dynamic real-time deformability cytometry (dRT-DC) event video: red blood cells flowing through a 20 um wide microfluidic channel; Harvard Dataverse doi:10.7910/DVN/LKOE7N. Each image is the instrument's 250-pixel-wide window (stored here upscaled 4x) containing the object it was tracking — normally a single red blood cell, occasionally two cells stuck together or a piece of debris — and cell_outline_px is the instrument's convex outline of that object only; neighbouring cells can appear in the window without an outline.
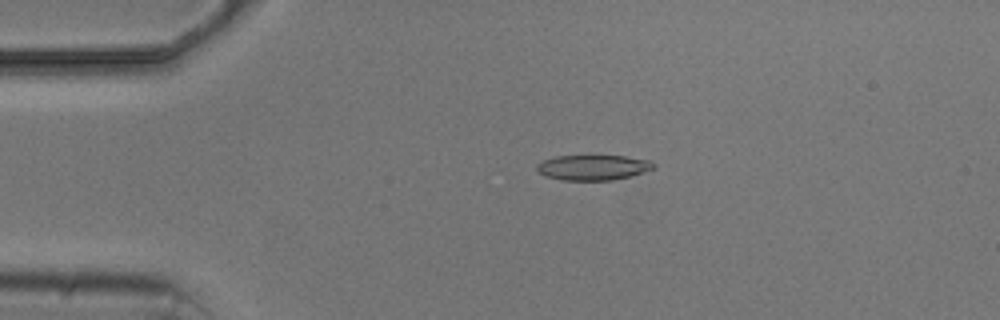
{"species": "common noctule bat (a hibernating species)", "species_latin": "Nyctalus noctula", "temperature_condition": "cold", "stored_images_in_passage": 5, "camera_frame_rate_fps": 3000, "um_per_image_px": 0.085, "animal": {"sex": "male", "body_mass_g": 20.5, "forearm_length_mm": 52.5}, "frame": {"image": 1, "passage_image": 4, "time_ms": 3.333, "image_size_px": [1000, 320], "cell_outline_px": [[656, 168], [628, 176], [612, 180], [560, 180], [544, 176], [536, 168], [536, 164], [544, 160], [556, 156], [624, 156], [652, 160], [656, 164]], "centroid_in_image_um": [50.42, 14.23], "position_along_channel_um": 34.6, "area_um2": 17.17}}